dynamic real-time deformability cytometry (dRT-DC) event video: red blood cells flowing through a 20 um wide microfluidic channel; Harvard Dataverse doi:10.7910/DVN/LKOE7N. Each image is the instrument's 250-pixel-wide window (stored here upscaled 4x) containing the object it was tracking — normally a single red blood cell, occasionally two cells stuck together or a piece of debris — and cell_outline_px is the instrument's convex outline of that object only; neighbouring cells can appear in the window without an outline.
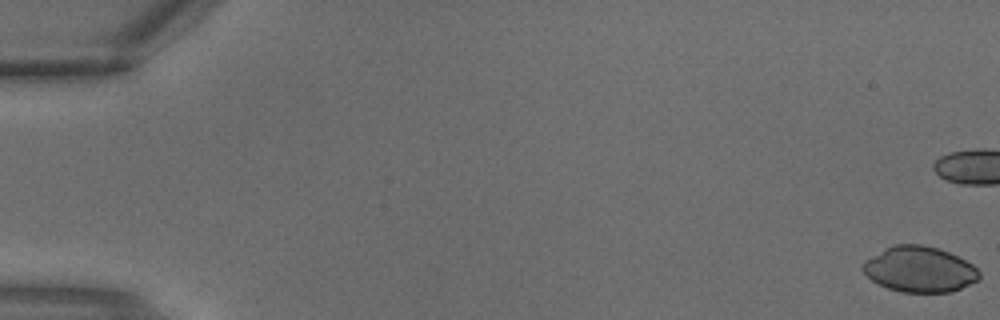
{"species": "common noctule bat (a hibernating species)", "species_latin": "Nyctalus noctula", "temperature_condition": "warm", "stored_images_in_passage": 6, "camera_frame_rate_fps": 3000, "um_per_image_px": 0.085, "animal": {"sex": "male", "body_mass_g": 18.8}, "frame": {"image": 1, "passage_image": 1, "time_ms": 0.0, "image_size_px": [1000, 320], "cell_outline_px": [[980, 276], [976, 280], [952, 292], [900, 292], [888, 288], [872, 280], [864, 272], [864, 260], [884, 248], [896, 244], [920, 244], [940, 248], [972, 264], [980, 272]], "centroid_in_image_um": [78.15, 22.88], "position_along_channel_um": 6.9, "area_um2": 30.69}}
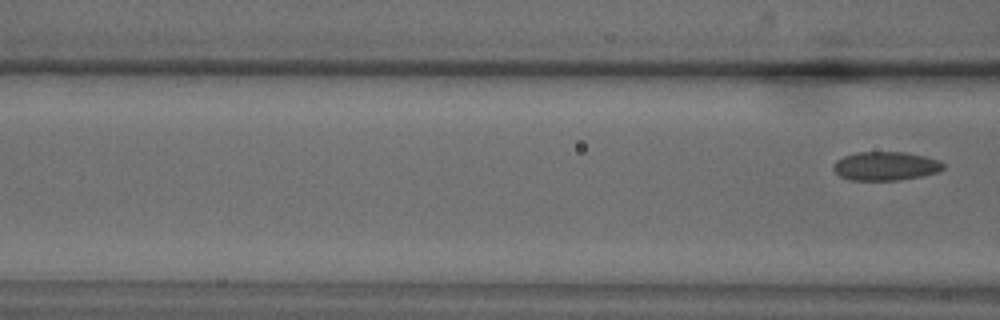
{"frame": {"image": 2, "passage_image": 6, "time_ms": 1.667, "image_size_px": [1000, 320], "cell_outline_px": [[944, 168], [940, 172], [900, 180], [848, 180], [840, 176], [832, 168], [832, 164], [836, 160], [844, 156], [856, 152], [904, 152], [924, 156], [940, 160], [944, 164]], "centroid_in_image_um": [75.27, 14.11], "position_along_channel_um": 91.3, "area_um2": 18.55}}